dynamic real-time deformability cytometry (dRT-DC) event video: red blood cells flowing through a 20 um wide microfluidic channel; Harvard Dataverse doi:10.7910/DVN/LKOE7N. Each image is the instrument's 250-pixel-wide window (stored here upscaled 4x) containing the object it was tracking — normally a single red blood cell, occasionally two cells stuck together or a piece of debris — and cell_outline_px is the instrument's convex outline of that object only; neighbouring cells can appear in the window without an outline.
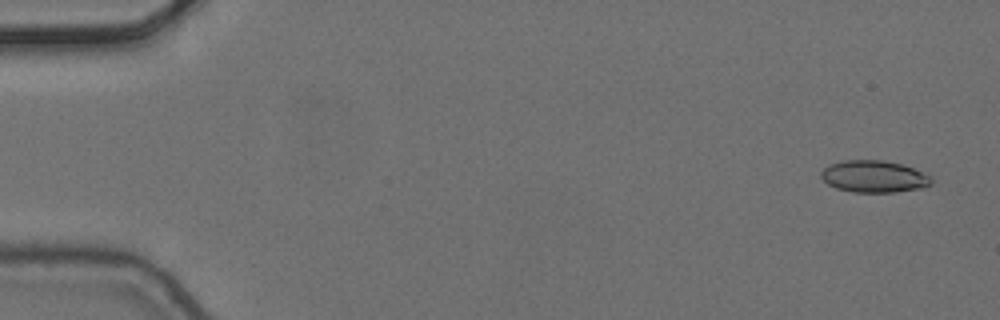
{"species": "common noctule bat (a hibernating species)", "species_latin": "Nyctalus noctula", "temperature_condition": "cold", "stored_images_in_passage": 6, "camera_frame_rate_fps": 3000, "um_per_image_px": 0.085, "animal": {"sex": "female", "body_mass_g": 24.6, "forearm_length_mm": 56.2}, "frame": {"image": 1, "passage_image": 1, "time_ms": 0.0, "image_size_px": [1000, 320], "cell_outline_px": [[932, 184], [924, 188], [896, 192], [852, 192], [836, 188], [828, 184], [820, 176], [820, 172], [828, 164], [844, 160], [884, 160], [900, 164], [912, 168], [932, 176]], "centroid_in_image_um": [74.29, 15.0], "position_along_channel_um": 10.7, "area_um2": 20.69}}
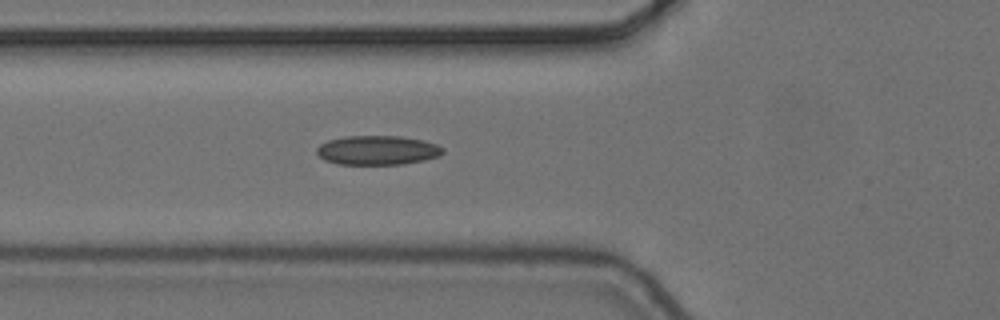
{"frame": {"image": 2, "passage_image": 6, "time_ms": 1.667, "image_size_px": [1000, 320], "cell_outline_px": [[444, 152], [440, 156], [424, 160], [404, 164], [336, 164], [324, 160], [316, 152], [316, 148], [320, 144], [328, 140], [344, 136], [400, 136], [424, 140], [436, 144], [444, 148]], "centroid_in_image_um": [32.09, 12.77], "position_along_channel_um": 93.7, "area_um2": 21.68}}